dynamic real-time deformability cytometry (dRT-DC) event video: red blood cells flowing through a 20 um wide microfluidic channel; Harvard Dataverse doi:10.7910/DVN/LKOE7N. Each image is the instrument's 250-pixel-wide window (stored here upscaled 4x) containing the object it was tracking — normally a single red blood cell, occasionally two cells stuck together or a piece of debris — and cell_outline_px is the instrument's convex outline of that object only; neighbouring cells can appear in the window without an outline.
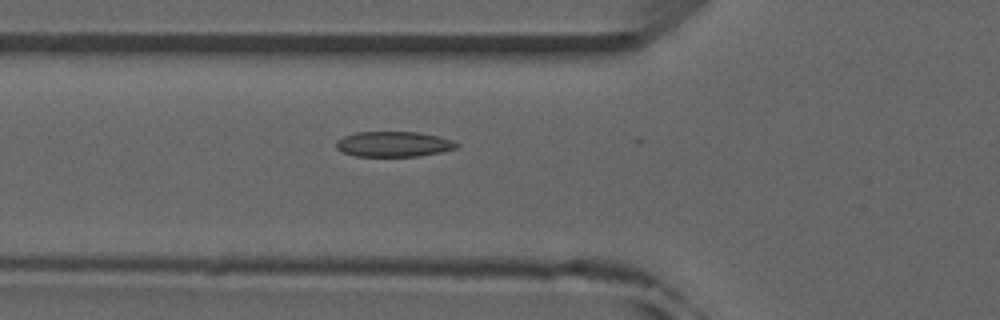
{"species": "common noctule bat (a hibernating species)", "species_latin": "Nyctalus noctula", "temperature_condition": "room temperature", "stored_images_in_passage": 19, "camera_frame_rate_fps": 3000, "um_per_image_px": 0.085, "animal": {"sex": "male", "forearm_length_mm": 52.5}, "frame": {"image": 1, "passage_image": 18, "time_ms": 5.667, "image_size_px": [1000, 320], "cell_outline_px": [[460, 144], [456, 148], [440, 152], [420, 156], [352, 156], [336, 148], [336, 140], [344, 136], [356, 132], [416, 132], [436, 136], [452, 140]], "centroid_in_image_um": [33.43, 12.25], "position_along_channel_um": 92.4, "area_um2": 17.69}}